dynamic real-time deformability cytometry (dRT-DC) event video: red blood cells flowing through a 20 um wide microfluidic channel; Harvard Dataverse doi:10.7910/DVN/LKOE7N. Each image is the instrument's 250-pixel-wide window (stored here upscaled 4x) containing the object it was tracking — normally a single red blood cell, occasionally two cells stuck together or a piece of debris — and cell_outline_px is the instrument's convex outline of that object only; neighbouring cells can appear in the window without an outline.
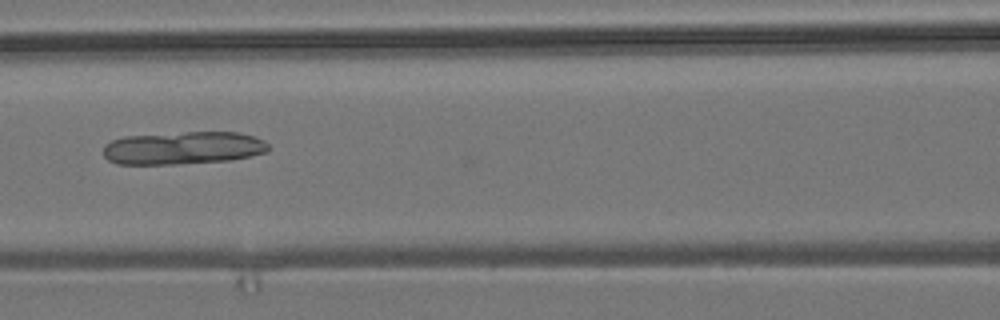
{"species": "common noctule bat (a hibernating species)", "species_latin": "Nyctalus noctula", "temperature_condition": "room temperature", "stored_images_in_passage": 6, "camera_frame_rate_fps": 3000, "um_per_image_px": 0.085, "animal": {"sex": "male", "body_mass_g": 19.2, "forearm_length_mm": 51.8}, "frame": {"image": 1, "passage_image": 6, "time_ms": 5.667, "image_size_px": [1000, 320], "cell_outline_px": [[268, 152], [228, 160], [176, 164], [116, 164], [108, 160], [104, 156], [104, 144], [112, 140], [124, 136], [188, 132], [236, 132], [256, 136], [264, 140], [268, 144]], "centroid_in_image_um": [15.55, 12.57], "position_along_channel_um": 151.0, "area_um2": 31.62}}